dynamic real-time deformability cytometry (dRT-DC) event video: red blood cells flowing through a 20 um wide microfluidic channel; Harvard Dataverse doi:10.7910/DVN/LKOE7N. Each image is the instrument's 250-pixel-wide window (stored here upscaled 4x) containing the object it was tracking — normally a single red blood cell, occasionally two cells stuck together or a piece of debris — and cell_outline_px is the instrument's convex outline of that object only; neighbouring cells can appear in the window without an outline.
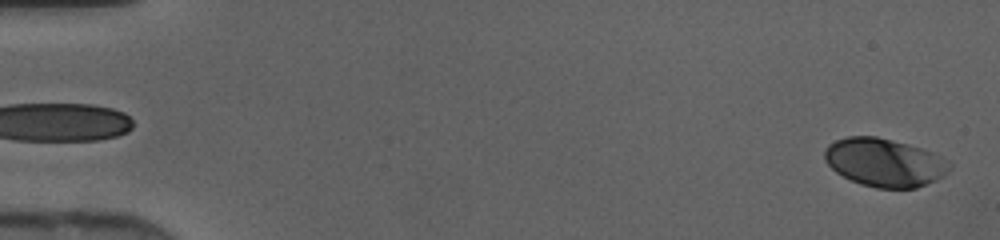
{"species": "human", "species_latin": "Homo sapiens", "temperature_condition": "cold", "stored_images_in_passage": 46, "camera_frame_rate_fps": 3000, "um_per_image_px": 0.085, "donor": {"sex": "female"}, "frame": {"image": 1, "passage_image": 1, "time_ms": 0.0, "image_size_px": [1000, 240], "cell_outline_px": [[952, 164], [944, 176], [936, 180], [916, 188], [876, 188], [860, 184], [836, 172], [824, 160], [824, 148], [828, 144], [836, 140], [848, 136], [876, 136], [892, 140], [920, 148], [932, 152]], "centroid_in_image_um": [75.15, 13.81], "position_along_channel_um": 9.8, "area_um2": 34.97}}
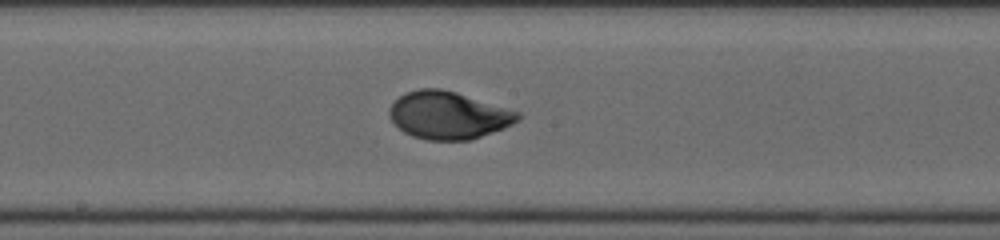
{"frame": {"image": 2, "passage_image": 25, "time_ms": 8.0, "image_size_px": [1000, 240], "cell_outline_px": [[520, 116], [512, 124], [504, 128], [468, 140], [428, 140], [412, 136], [404, 132], [392, 120], [388, 112], [388, 108], [404, 92], [420, 88], [440, 88], [456, 92], [520, 112]], "centroid_in_image_um": [38.08, 9.78], "position_along_channel_um": 210.1, "area_um2": 35.26}}
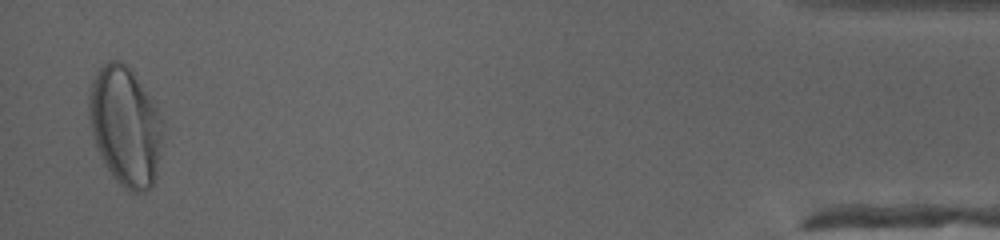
{"frame": {"image": 3, "passage_image": 45, "time_ms": 14.667, "image_size_px": [1000, 240], "cell_outline_px": [[164, 124], [160, 156], [156, 176], [152, 184], [144, 192], [132, 192], [124, 188], [112, 176], [104, 164], [100, 156], [92, 136], [88, 116], [88, 96], [92, 80], [96, 72], [108, 60], [120, 60], [132, 68], [152, 100]], "centroid_in_image_um": [10.64, 10.71], "position_along_channel_um": 424.6, "area_um2": 51.79}}